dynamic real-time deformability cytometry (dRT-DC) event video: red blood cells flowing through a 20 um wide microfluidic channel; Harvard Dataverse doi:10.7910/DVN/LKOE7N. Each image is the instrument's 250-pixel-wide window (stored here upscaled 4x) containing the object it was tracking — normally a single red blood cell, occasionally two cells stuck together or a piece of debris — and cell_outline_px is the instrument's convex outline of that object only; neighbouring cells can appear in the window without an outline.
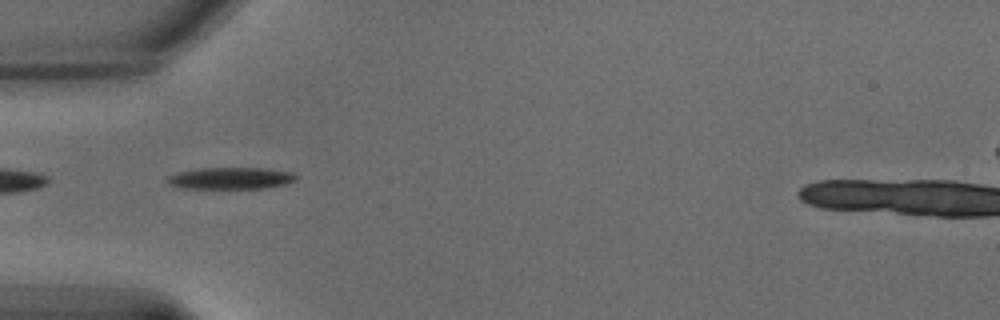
{"species": "common noctule bat (a hibernating species)", "species_latin": "Nyctalus noctula", "temperature_condition": "warm", "stored_images_in_passage": 47, "segment_of_instrument_passage": [1, 2], "camera_frame_rate_fps": 3000, "um_per_image_px": 0.085, "animal": {"sex": "male", "body_mass_g": 15.6}, "frame": {"image": 1, "passage_image": 3, "time_ms": 0.667, "image_size_px": [1000, 320], "cell_outline_px": [[296, 180], [284, 184], [264, 188], [184, 188], [168, 184], [164, 180], [168, 176], [180, 172], [196, 168], [268, 168], [292, 172], [296, 176]], "centroid_in_image_um": [19.59, 15.14], "position_along_channel_um": 65.4, "area_um2": 16.3}}
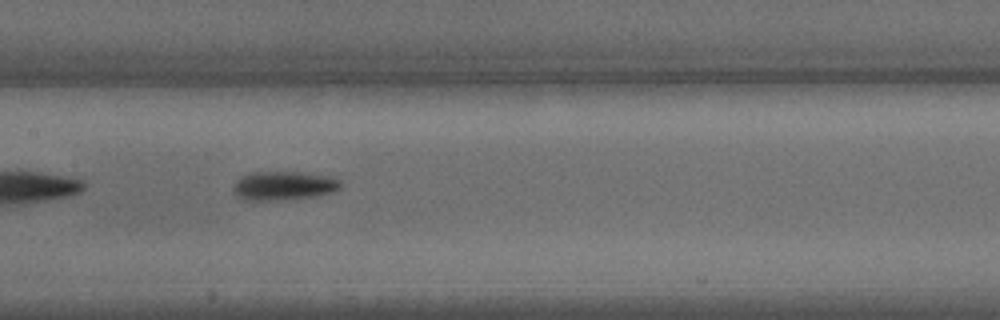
{"frame": {"image": 2, "passage_image": 14, "time_ms": 4.333, "image_size_px": [1000, 320], "cell_outline_px": [[340, 188], [332, 192], [316, 196], [272, 200], [248, 200], [236, 196], [232, 192], [232, 188], [236, 180], [240, 176], [248, 172], [300, 172], [328, 176], [340, 180]], "centroid_in_image_um": [24.05, 15.77], "position_along_channel_um": 183.4, "area_um2": 18.03}}
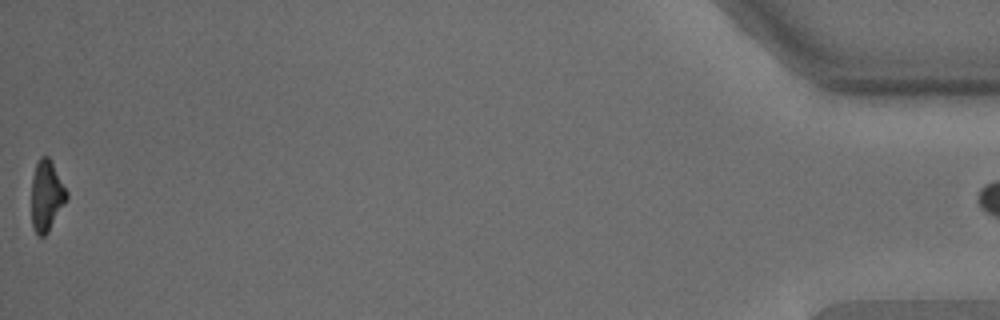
{"frame": {"image": 3, "passage_image": 46, "time_ms": 15.0, "image_size_px": [1000, 320], "cell_outline_px": [[68, 200], [48, 232], [44, 236], [40, 236], [36, 232], [32, 224], [32, 176], [36, 164], [40, 156], [48, 156], [68, 192]], "centroid_in_image_um": [3.97, 16.64], "position_along_channel_um": 431.2, "area_um2": 14.45}}